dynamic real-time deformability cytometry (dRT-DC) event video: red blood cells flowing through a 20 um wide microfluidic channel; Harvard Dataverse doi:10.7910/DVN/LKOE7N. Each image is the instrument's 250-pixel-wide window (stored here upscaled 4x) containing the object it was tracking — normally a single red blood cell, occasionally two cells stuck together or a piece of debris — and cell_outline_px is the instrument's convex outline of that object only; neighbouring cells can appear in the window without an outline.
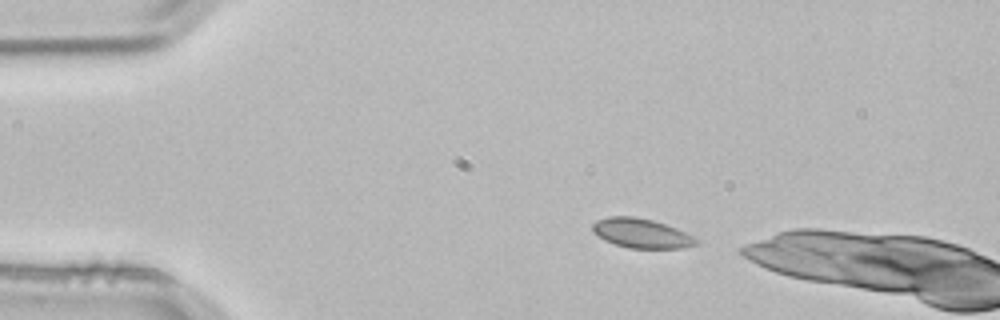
{"species": "common noctule bat (a hibernating species)", "species_latin": "Nyctalus noctula", "temperature_condition": "room temperature", "stored_images_in_passage": 4, "segment_of_instrument_passage": [2, 2], "camera_frame_rate_fps": 3000, "um_per_image_px": 0.085, "animal": {"sex": "male", "body_mass_g": 21.5, "forearm_length_mm": 52.0}, "frame": {"image": 1, "passage_image": 4, "time_ms": 1.0, "image_size_px": [1000, 320], "cell_outline_px": [[696, 244], [684, 248], [628, 248], [604, 240], [592, 232], [592, 224], [596, 220], [608, 216], [636, 216], [652, 220], [676, 228], [692, 236], [696, 240]], "centroid_in_image_um": [54.45, 19.82], "position_along_channel_um": 30.5, "area_um2": 17.69}}